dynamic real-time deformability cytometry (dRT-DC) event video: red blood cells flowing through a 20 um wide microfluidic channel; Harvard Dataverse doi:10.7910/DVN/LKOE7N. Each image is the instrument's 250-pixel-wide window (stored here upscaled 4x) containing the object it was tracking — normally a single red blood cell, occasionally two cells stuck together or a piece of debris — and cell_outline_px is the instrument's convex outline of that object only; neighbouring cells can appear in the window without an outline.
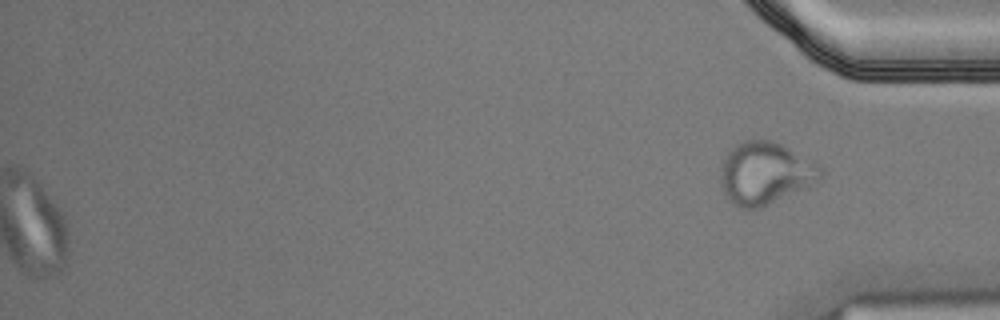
{"species": "Egyptian fruit bat (a non-hibernating species)", "species_latin": "Rousettus aegyptiacus", "temperature_condition": "cold", "stored_images_in_passage": 58, "camera_frame_rate_fps": 3000, "um_per_image_px": 0.085, "animal": {"sex": "male"}, "frame": {"image": 1, "passage_image": 58, "time_ms": 19.0, "image_size_px": [1000, 320], "cell_outline_px": [[824, 172], [820, 180], [808, 188], [760, 208], [740, 208], [732, 204], [728, 200], [724, 192], [720, 180], [720, 168], [728, 152], [736, 144], [744, 140], [772, 140], [780, 144], [824, 168]], "centroid_in_image_um": [65.04, 14.75], "position_along_channel_um": 370.2, "area_um2": 36.41}, "authors_computed_cell_mechanics": {"area_um2": 21.5305, "velocity_mm_per_s": 3.4879, "shape_relaxation_time_tau1_ms": null, "shape_relaxation_time_tau2_ms": 1.1716, "deformation_change_tau1": null, "deformation_change_tau2": 0.0715}}